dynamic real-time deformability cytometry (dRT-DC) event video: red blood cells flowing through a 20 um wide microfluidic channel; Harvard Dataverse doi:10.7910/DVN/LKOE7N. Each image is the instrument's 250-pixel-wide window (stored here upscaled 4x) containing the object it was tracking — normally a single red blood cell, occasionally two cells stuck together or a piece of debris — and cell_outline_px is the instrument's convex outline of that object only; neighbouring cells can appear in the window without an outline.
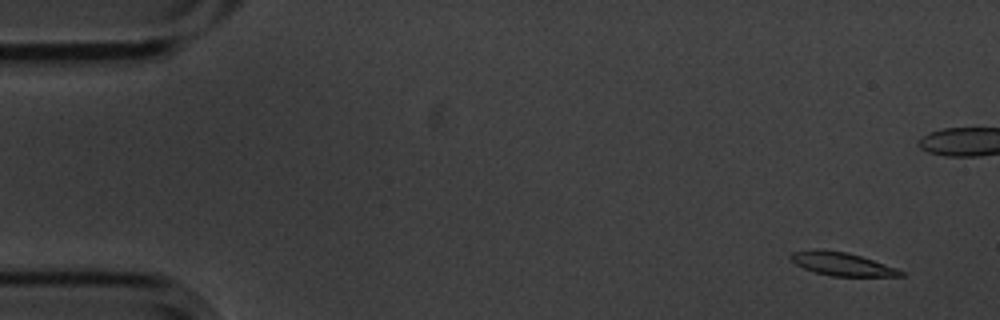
{"species": "common noctule bat (a hibernating species)", "species_latin": "Nyctalus noctula", "temperature_condition": "cold", "stored_images_in_passage": 56, "camera_frame_rate_fps": 3000, "um_per_image_px": 0.085, "animal": {"sex": "male", "body_mass_g": 20.1, "forearm_length_mm": 53.5}, "frame": {"image": 1, "passage_image": 3, "time_ms": 0.667, "image_size_px": [1000, 320], "cell_outline_px": [[904, 276], [832, 276], [816, 272], [804, 268], [796, 264], [788, 256], [792, 252], [812, 248], [848, 252], [896, 268], [904, 272]], "centroid_in_image_um": [71.51, 22.42], "position_along_channel_um": 13.5, "area_um2": 14.8}}
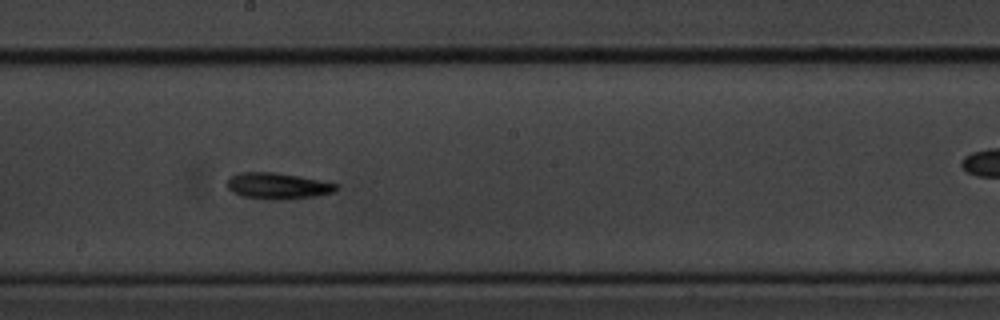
{"frame": {"image": 2, "passage_image": 30, "time_ms": 9.667, "image_size_px": [1000, 320], "cell_outline_px": [[340, 188], [332, 192], [316, 196], [284, 200], [272, 200], [240, 196], [232, 192], [228, 188], [228, 180], [232, 176], [244, 172], [272, 172], [300, 176], [320, 180], [336, 184]], "centroid_in_image_um": [23.62, 15.82], "position_along_channel_um": 224.6, "area_um2": 16.65}}
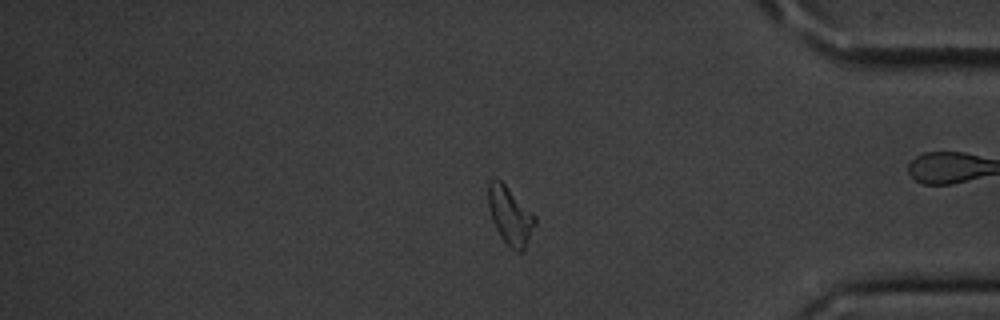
{"frame": {"image": 3, "passage_image": 46, "time_ms": 15.0, "image_size_px": [1000, 320], "cell_outline_px": [[536, 224], [524, 252], [516, 252], [500, 236], [492, 220], [488, 204], [488, 184], [492, 176], [496, 176], [536, 216]], "centroid_in_image_um": [43.37, 18.33], "position_along_channel_um": 391.8, "area_um2": 15.78}, "authors_computed_cell_mechanics": {"area_um2": 15.8083, "velocity_mm_per_s": 3.5829, "shape_relaxation_time_tau1_ms": 2.5481, "shape_relaxation_time_tau2_ms": 3.849, "deformation_change_tau1": 0.1204, "deformation_change_tau2": 0.1202}}